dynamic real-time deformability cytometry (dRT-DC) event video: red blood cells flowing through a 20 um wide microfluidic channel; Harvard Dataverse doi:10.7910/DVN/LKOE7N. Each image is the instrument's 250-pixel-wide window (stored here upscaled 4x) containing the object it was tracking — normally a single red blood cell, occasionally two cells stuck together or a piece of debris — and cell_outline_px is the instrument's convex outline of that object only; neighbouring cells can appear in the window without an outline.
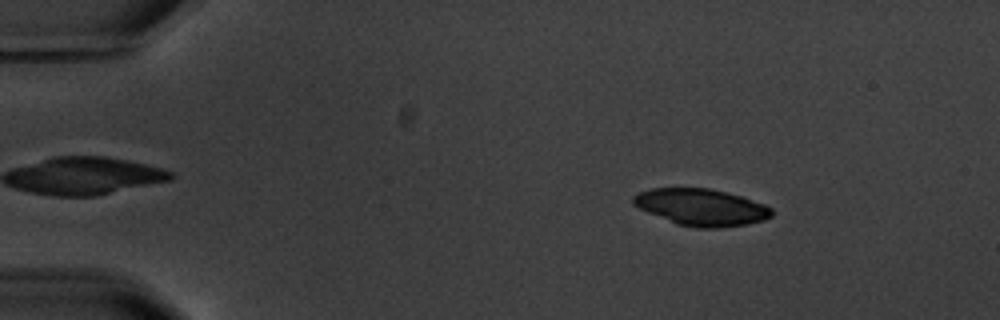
{"species": "common noctule bat (a hibernating species)", "species_latin": "Nyctalus noctula", "temperature_condition": "warm", "stored_images_in_passage": 6, "camera_frame_rate_fps": 3000, "um_per_image_px": 0.085, "animal": {"sex": "male", "body_mass_g": 20.1, "forearm_length_mm": 53.5}, "frame": {"image": 1, "passage_image": 2, "time_ms": 1.333, "image_size_px": [1000, 320], "cell_outline_px": [[772, 216], [764, 220], [744, 224], [720, 228], [696, 228], [676, 224], [648, 212], [632, 204], [632, 196], [640, 192], [652, 188], [708, 188], [740, 196], [764, 204], [772, 208]], "centroid_in_image_um": [59.59, 17.62], "position_along_channel_um": 25.4, "area_um2": 29.48}}